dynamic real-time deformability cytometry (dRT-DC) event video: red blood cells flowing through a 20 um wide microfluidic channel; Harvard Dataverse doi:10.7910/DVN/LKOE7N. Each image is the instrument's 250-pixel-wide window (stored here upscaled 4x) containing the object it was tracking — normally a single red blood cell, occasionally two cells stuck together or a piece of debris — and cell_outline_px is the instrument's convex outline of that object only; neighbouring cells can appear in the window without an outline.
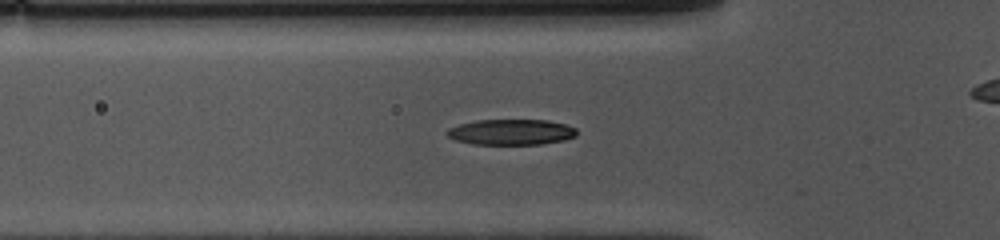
{"species": "common noctule bat (a hibernating species)", "species_latin": "Nyctalus noctula", "temperature_condition": "cold", "stored_images_in_passage": 31, "camera_frame_rate_fps": 3000, "um_per_image_px": 0.085, "animal": {"sex": "female", "body_mass_g": 10.0, "forearm_length_mm": 53.1}, "frame": {"image": 1, "passage_image": 4, "time_ms": 1.0, "image_size_px": [1000, 240], "cell_outline_px": [[576, 136], [564, 140], [540, 144], [472, 144], [456, 140], [448, 136], [444, 132], [448, 128], [460, 124], [476, 120], [548, 120], [564, 124], [576, 128]], "centroid_in_image_um": [43.43, 11.22], "position_along_channel_um": 82.4, "area_um2": 19.36}}
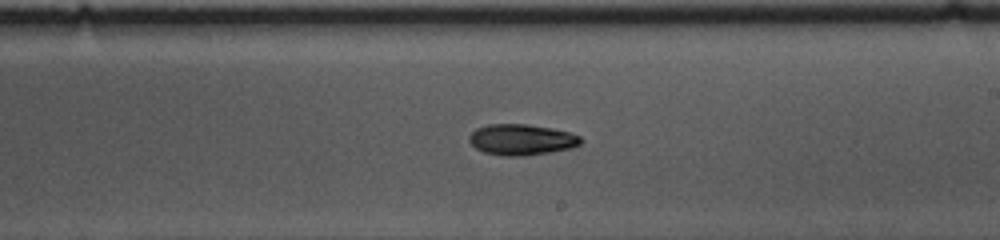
{"frame": {"image": 2, "passage_image": 17, "time_ms": 5.333, "image_size_px": [1000, 240], "cell_outline_px": [[584, 140], [580, 144], [572, 148], [548, 152], [520, 156], [504, 156], [484, 152], [476, 148], [468, 140], [468, 136], [476, 128], [488, 124], [528, 124], [552, 128], [568, 132], [580, 136]], "centroid_in_image_um": [44.32, 11.86], "position_along_channel_um": 244.7, "area_um2": 20.11}}
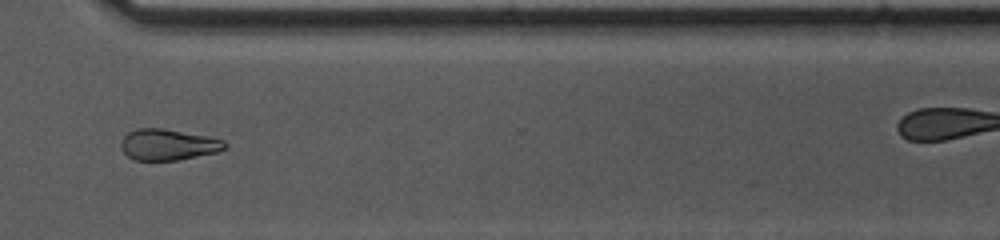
{"frame": {"image": 3, "passage_image": 26, "time_ms": 8.333, "image_size_px": [1000, 240], "cell_outline_px": [[228, 148], [216, 152], [180, 160], [136, 160], [128, 156], [120, 148], [120, 144], [124, 136], [128, 132], [136, 128], [160, 128], [208, 136], [224, 140], [228, 144]], "centroid_in_image_um": [14.3, 12.29], "position_along_channel_um": 356.3, "area_um2": 18.9}}